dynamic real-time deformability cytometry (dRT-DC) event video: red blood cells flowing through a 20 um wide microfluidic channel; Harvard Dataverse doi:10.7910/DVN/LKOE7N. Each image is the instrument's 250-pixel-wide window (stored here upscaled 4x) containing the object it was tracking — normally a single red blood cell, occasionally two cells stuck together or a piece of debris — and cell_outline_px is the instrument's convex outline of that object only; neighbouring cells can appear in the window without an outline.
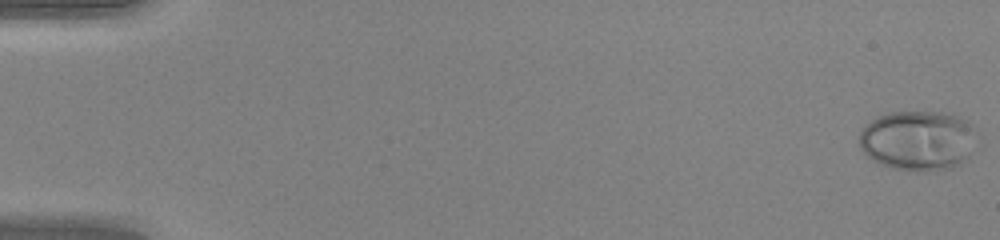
{"species": "human", "species_latin": "Homo sapiens", "temperature_condition": "warm", "stored_images_in_passage": 49, "camera_frame_rate_fps": 3000, "um_per_image_px": 0.085, "donor": {"sex": "female"}, "frame": {"image": 1, "passage_image": 1, "time_ms": 0.0, "image_size_px": [1000, 240], "cell_outline_px": [[972, 152], [960, 164], [952, 168], [924, 172], [892, 168], [880, 164], [872, 160], [860, 148], [860, 132], [872, 120], [880, 116], [892, 112], [952, 112], [968, 120], [972, 124]], "centroid_in_image_um": [78.03, 11.94], "position_along_channel_um": 7.0, "area_um2": 40.98}}
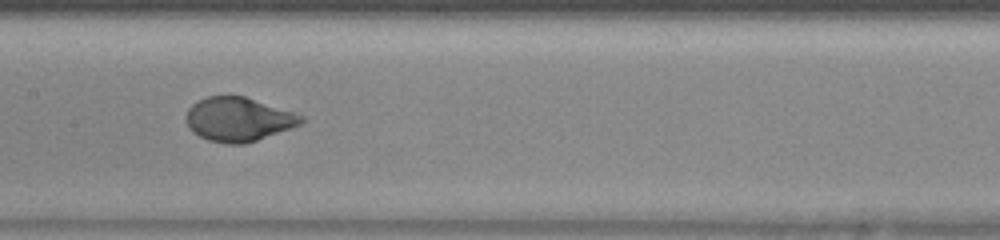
{"frame": {"image": 2, "passage_image": 26, "time_ms": 8.333, "image_size_px": [1000, 240], "cell_outline_px": [[304, 120], [300, 124], [256, 140], [244, 144], [224, 144], [208, 140], [192, 132], [188, 128], [184, 120], [184, 116], [188, 108], [192, 104], [208, 96], [244, 96], [304, 116]], "centroid_in_image_um": [20.18, 10.15], "position_along_channel_um": 187.2, "area_um2": 29.3}}
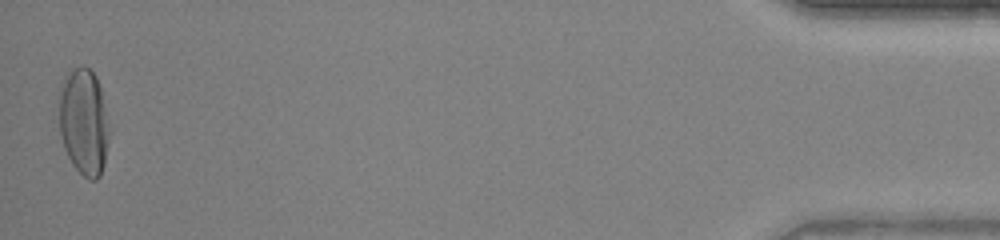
{"frame": {"image": 3, "passage_image": 49, "time_ms": 16.0, "image_size_px": [1000, 240], "cell_outline_px": [[108, 140], [104, 164], [100, 176], [96, 180], [88, 180], [72, 164], [64, 148], [60, 132], [60, 92], [68, 68], [84, 64], [96, 76], [100, 88], [108, 128]], "centroid_in_image_um": [7.11, 10.34], "position_along_channel_um": 428.1, "area_um2": 30.87}, "authors_computed_cell_mechanics": {"area_um2": 30.2872, "velocity_mm_per_s": 4.2648, "shape_relaxation_time_tau1_ms": 2.8148, "shape_relaxation_time_tau2_ms": null, "deformation_change_tau1": 0.202, "deformation_change_tau2": null}}